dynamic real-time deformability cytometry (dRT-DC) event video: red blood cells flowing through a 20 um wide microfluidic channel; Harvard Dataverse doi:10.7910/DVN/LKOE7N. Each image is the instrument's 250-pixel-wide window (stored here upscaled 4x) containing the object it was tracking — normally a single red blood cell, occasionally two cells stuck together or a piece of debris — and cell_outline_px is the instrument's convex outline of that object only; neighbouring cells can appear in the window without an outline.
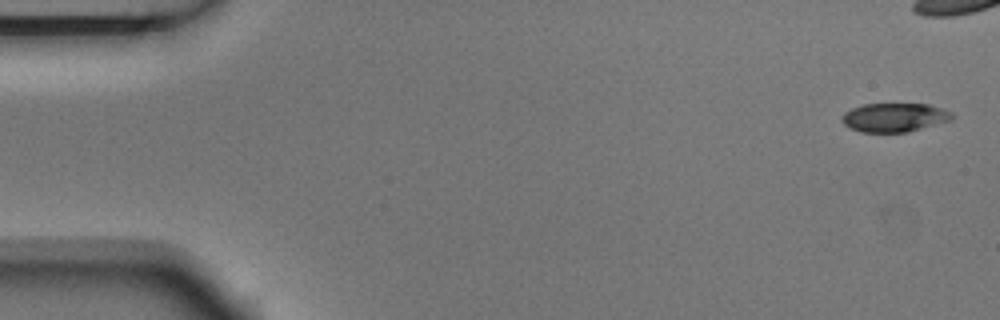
{"species": "Egyptian fruit bat (a non-hibernating species)", "species_latin": "Rousettus aegyptiacus", "temperature_condition": "room temperature", "stored_images_in_passage": 10, "camera_frame_rate_fps": 3000, "um_per_image_px": 0.085, "animal": {"sex": "male"}, "frame": {"image": 1, "passage_image": 1, "time_ms": 0.0, "image_size_px": [1000, 320], "cell_outline_px": [[956, 116], [948, 120], [904, 132], [860, 132], [848, 128], [844, 124], [844, 112], [852, 108], [864, 104], [928, 104], [944, 108], [952, 112]], "centroid_in_image_um": [76.02, 9.97], "position_along_channel_um": 9.0, "area_um2": 18.21}}
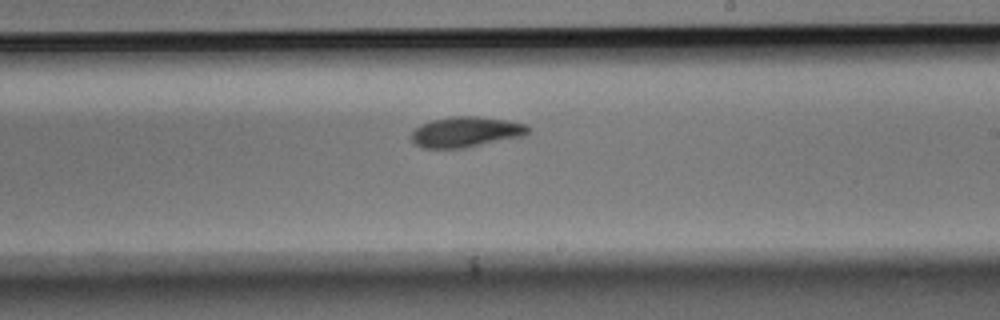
{"frame": {"image": 2, "passage_image": 10, "time_ms": 3.0, "image_size_px": [1000, 320], "cell_outline_px": [[528, 132], [524, 136], [464, 148], [424, 148], [416, 144], [412, 140], [412, 132], [420, 124], [432, 120], [452, 116], [480, 116], [508, 120], [528, 124]], "centroid_in_image_um": [39.62, 11.2], "position_along_channel_um": 249.4, "area_um2": 20.75}}